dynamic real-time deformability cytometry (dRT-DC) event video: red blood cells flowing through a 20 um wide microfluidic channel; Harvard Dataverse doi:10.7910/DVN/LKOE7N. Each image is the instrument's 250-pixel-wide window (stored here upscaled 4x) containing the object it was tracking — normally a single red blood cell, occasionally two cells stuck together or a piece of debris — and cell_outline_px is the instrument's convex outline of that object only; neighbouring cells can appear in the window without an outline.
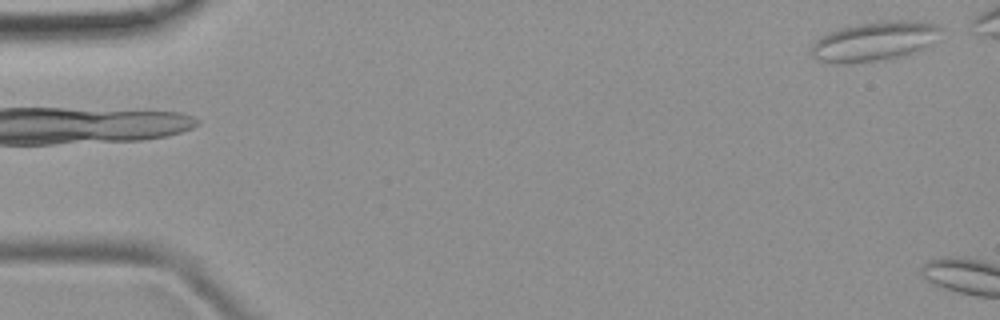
{"species": "common noctule bat (a hibernating species)", "species_latin": "Nyctalus noctula", "temperature_condition": "room temperature", "stored_images_in_passage": 3, "camera_frame_rate_fps": 3000, "um_per_image_px": 0.085, "animal": {"sex": "female", "body_mass_g": 19.9}, "frame": {"image": 1, "passage_image": 3, "time_ms": 2.333, "image_size_px": [1000, 320], "cell_outline_px": [[944, 28], [928, 44], [912, 52], [880, 60], [844, 64], [836, 64], [820, 60], [812, 56], [812, 44], [820, 36], [828, 32], [840, 28], [856, 24], [880, 20], [916, 20], [936, 24]], "centroid_in_image_um": [74.27, 3.48], "position_along_channel_um": 10.7, "area_um2": 29.42}}